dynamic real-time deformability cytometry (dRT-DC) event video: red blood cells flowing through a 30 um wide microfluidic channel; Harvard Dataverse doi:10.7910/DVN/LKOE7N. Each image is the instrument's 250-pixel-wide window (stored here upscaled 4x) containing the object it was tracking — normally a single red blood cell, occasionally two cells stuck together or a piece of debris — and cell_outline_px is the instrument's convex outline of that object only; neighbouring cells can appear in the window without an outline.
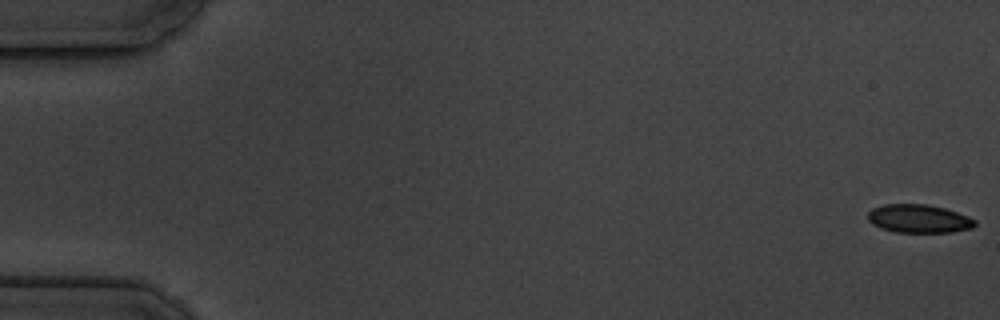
{"species": "common noctule bat (a hibernating species)", "species_latin": "Nyctalus noctula", "temperature_condition": "cold", "stored_images_in_passage": 7, "camera_frame_rate_fps": 3000, "um_per_image_px": 0.085, "animal": {"sex": "male", "body_mass_g": 19.5, "forearm_length_mm": 54.6}, "frame": {"image": 1, "passage_image": 1, "time_ms": 0.0, "image_size_px": [1000, 320], "cell_outline_px": [[976, 224], [972, 228], [952, 232], [896, 232], [880, 228], [872, 224], [868, 220], [868, 212], [872, 208], [884, 204], [928, 204], [944, 208], [968, 216], [976, 220]], "centroid_in_image_um": [78.09, 18.58], "position_along_channel_um": 6.9, "area_um2": 17.74}}
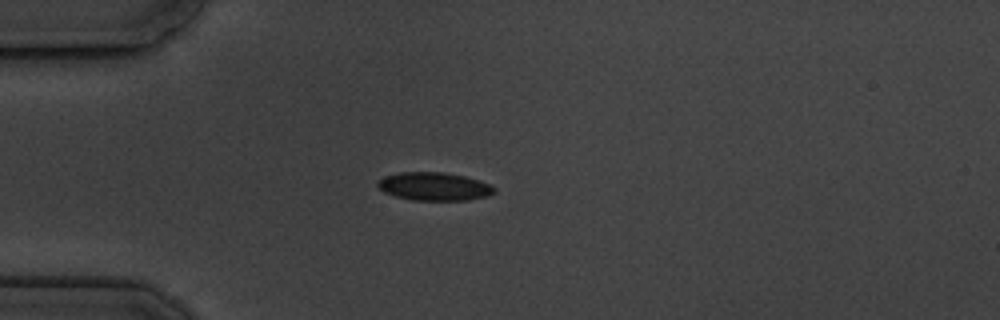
{"frame": {"image": 2, "passage_image": 5, "time_ms": 5.0, "image_size_px": [1000, 320], "cell_outline_px": [[496, 192], [488, 196], [468, 200], [412, 200], [396, 196], [384, 192], [376, 184], [384, 176], [400, 172], [444, 172], [464, 176], [480, 180], [496, 188]], "centroid_in_image_um": [36.93, 15.85], "position_along_channel_um": 48.1, "area_um2": 19.13}}